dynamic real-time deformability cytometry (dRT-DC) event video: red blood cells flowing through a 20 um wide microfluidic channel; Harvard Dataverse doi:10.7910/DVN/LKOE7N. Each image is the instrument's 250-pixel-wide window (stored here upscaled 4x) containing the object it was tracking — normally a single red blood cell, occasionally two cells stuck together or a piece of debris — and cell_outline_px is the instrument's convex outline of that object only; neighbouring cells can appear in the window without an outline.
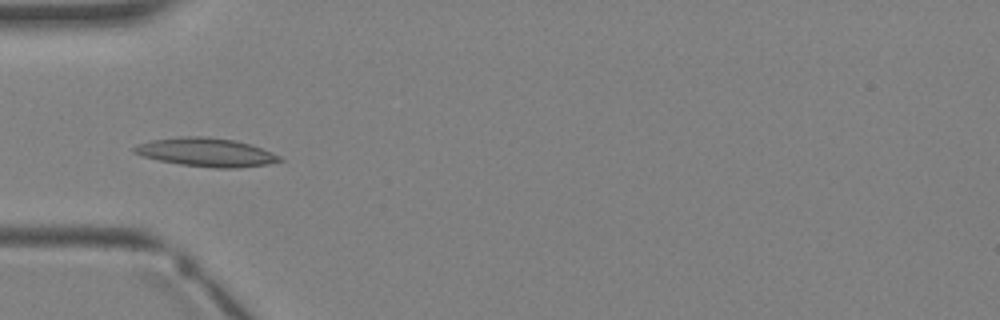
{"species": "Egyptian fruit bat (a non-hibernating species)", "species_latin": "Rousettus aegyptiacus", "temperature_condition": "warm", "stored_images_in_passage": 3, "camera_frame_rate_fps": 3000, "um_per_image_px": 0.085, "animal": {"sex": "female"}, "frame": {"image": 1, "passage_image": 3, "time_ms": 2.333, "image_size_px": [1000, 320], "cell_outline_px": [[284, 160], [268, 164], [236, 168], [216, 168], [180, 164], [160, 160], [144, 156], [132, 152], [132, 148], [140, 144], [152, 140], [188, 136], [200, 136], [236, 140], [252, 144], [272, 152], [280, 156]], "centroid_in_image_um": [17.58, 12.94], "position_along_channel_um": 67.4, "area_um2": 23.99}}